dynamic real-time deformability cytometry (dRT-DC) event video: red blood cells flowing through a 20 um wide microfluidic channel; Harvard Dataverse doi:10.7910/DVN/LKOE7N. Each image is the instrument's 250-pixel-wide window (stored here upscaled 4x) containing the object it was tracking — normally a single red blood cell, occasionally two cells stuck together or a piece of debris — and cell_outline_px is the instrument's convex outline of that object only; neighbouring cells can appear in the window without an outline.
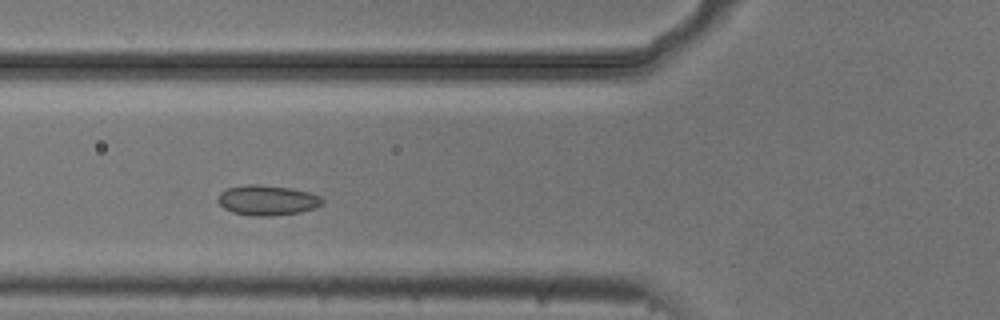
{"species": "common noctule bat (a hibernating species)", "species_latin": "Nyctalus noctula", "temperature_condition": "cold", "stored_images_in_passage": 37, "camera_frame_rate_fps": 3000, "um_per_image_px": 0.085, "animal": {"sex": "male", "body_mass_g": 20.5, "forearm_length_mm": 52.5}, "frame": {"image": 1, "passage_image": 13, "time_ms": 4.0, "image_size_px": [1000, 320], "cell_outline_px": [[324, 204], [300, 212], [272, 216], [252, 216], [232, 212], [224, 208], [216, 200], [220, 192], [228, 188], [248, 184], [260, 184], [292, 188], [308, 192], [320, 196], [324, 200]], "centroid_in_image_um": [22.71, 17.02], "position_along_channel_um": 103.1, "area_um2": 18.44}}
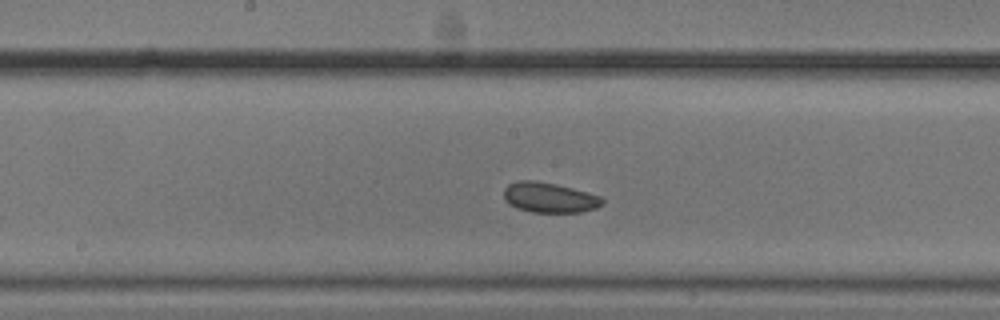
{"frame": {"image": 2, "passage_image": 21, "time_ms": 6.667, "image_size_px": [1000, 320], "cell_outline_px": [[604, 204], [596, 208], [580, 212], [532, 212], [516, 208], [508, 204], [504, 200], [504, 188], [508, 184], [520, 180], [532, 180], [556, 184], [572, 188], [600, 196], [604, 200]], "centroid_in_image_um": [46.67, 16.79], "position_along_channel_um": 201.5, "area_um2": 17.34}}
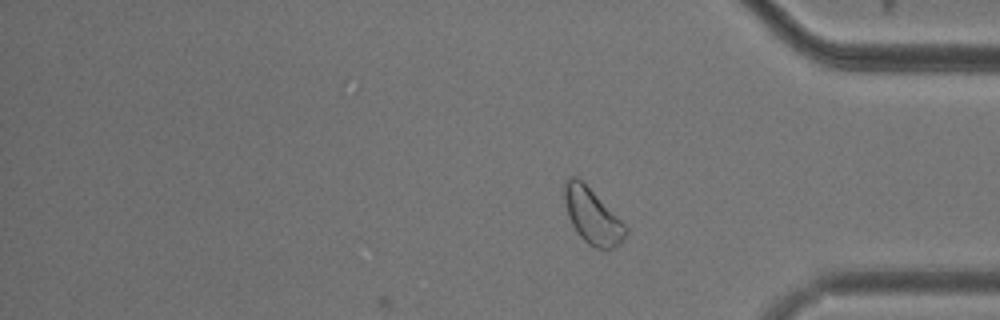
{"frame": {"image": 3, "passage_image": 37, "time_ms": 12.0, "image_size_px": [1000, 320], "cell_outline_px": [[628, 232], [624, 240], [620, 244], [612, 248], [596, 248], [588, 244], [576, 232], [568, 216], [564, 200], [564, 184], [572, 176], [576, 176], [628, 228]], "centroid_in_image_um": [50.34, 18.41], "position_along_channel_um": 384.9, "area_um2": 19.13}}